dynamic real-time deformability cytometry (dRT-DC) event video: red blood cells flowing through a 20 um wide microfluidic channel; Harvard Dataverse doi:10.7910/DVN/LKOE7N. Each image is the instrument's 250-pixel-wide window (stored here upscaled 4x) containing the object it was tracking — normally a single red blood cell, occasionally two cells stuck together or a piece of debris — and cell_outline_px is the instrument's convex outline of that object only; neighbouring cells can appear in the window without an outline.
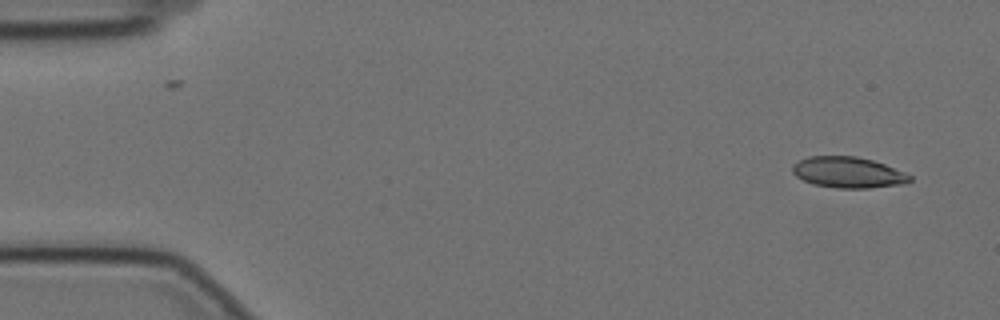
{"species": "Egyptian fruit bat (a non-hibernating species)", "species_latin": "Rousettus aegyptiacus", "temperature_condition": "cold", "stored_images_in_passage": 9, "camera_frame_rate_fps": 3000, "um_per_image_px": 0.085, "animal": {"sex": "female"}, "frame": {"image": 1, "passage_image": 1, "time_ms": 0.0, "image_size_px": [1000, 320], "cell_outline_px": [[912, 180], [900, 184], [868, 188], [836, 188], [812, 184], [796, 176], [792, 172], [792, 164], [808, 156], [856, 156], [872, 160], [884, 164], [904, 172], [912, 176]], "centroid_in_image_um": [72.05, 14.65], "position_along_channel_um": 12.9, "area_um2": 21.1}}